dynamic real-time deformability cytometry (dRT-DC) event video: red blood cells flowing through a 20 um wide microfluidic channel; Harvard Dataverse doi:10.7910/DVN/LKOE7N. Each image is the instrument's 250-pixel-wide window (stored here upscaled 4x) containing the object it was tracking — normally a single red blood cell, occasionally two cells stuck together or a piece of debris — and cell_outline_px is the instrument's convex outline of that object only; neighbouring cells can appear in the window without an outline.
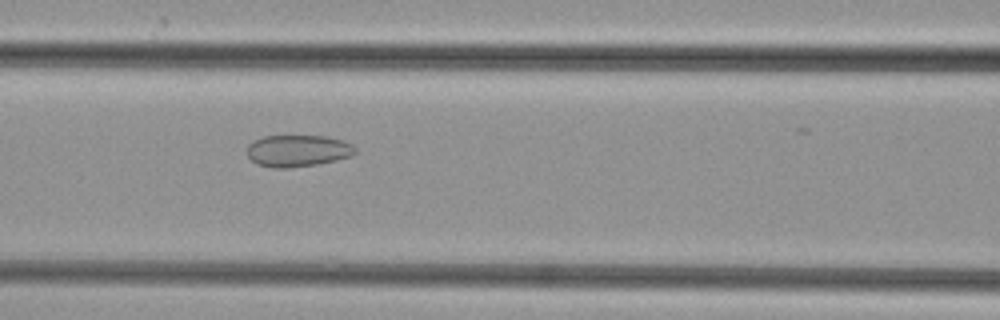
{"species": "common noctule bat (a hibernating species)", "species_latin": "Nyctalus noctula", "temperature_condition": "cold", "stored_images_in_passage": 46, "camera_frame_rate_fps": 3000, "um_per_image_px": 0.085, "animal": {"sex": "female", "body_mass_g": 29.2, "forearm_length_mm": 56.3}, "frame": {"image": 1, "passage_image": 22, "time_ms": 7.0, "image_size_px": [1000, 320], "cell_outline_px": [[356, 152], [352, 156], [336, 160], [316, 164], [288, 168], [272, 168], [256, 164], [248, 156], [248, 144], [252, 140], [264, 136], [328, 136], [344, 140], [352, 144], [356, 148]], "centroid_in_image_um": [25.32, 12.81], "position_along_channel_um": 141.3, "area_um2": 20.23}}
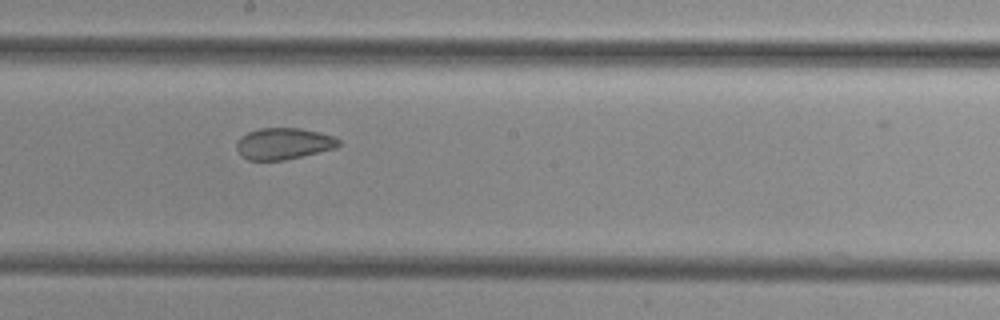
{"frame": {"image": 2, "passage_image": 28, "time_ms": 9.0, "image_size_px": [1000, 320], "cell_outline_px": [[340, 144], [336, 148], [284, 160], [248, 160], [240, 156], [236, 148], [236, 140], [240, 136], [248, 132], [260, 128], [300, 128], [320, 132], [332, 136], [340, 140]], "centroid_in_image_um": [24.07, 12.21], "position_along_channel_um": 224.1, "area_um2": 18.84}}
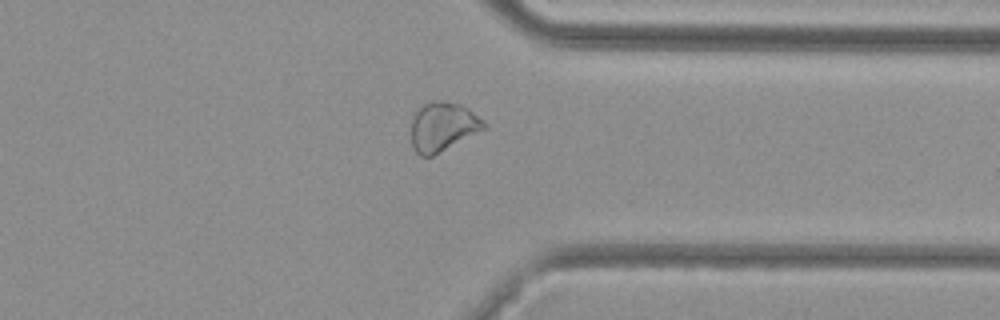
{"frame": {"image": 3, "passage_image": 39, "time_ms": 12.667, "image_size_px": [1000, 320], "cell_outline_px": [[488, 124], [484, 128], [432, 156], [420, 156], [412, 148], [412, 116], [424, 104], [432, 100], [444, 100], [460, 104], [468, 108], [484, 120]], "centroid_in_image_um": [37.62, 10.74], "position_along_channel_um": 373.8, "area_um2": 20.58}}